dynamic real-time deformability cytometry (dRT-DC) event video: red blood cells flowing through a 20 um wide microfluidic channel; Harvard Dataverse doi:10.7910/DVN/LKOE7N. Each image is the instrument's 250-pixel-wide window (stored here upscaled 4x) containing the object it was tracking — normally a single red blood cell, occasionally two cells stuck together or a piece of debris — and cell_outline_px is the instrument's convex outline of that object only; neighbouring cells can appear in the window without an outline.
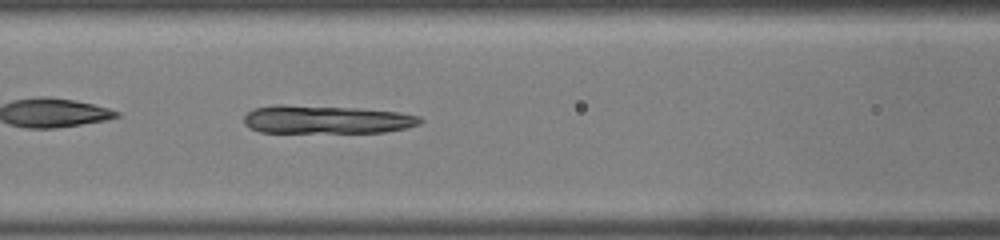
{"species": "common noctule bat (a hibernating species)", "species_latin": "Nyctalus noctula", "temperature_condition": "warm", "stored_images_in_passage": 37, "camera_frame_rate_fps": 3000, "um_per_image_px": 0.085, "animal": {"sex": "male", "body_mass_g": 19.0, "forearm_length_mm": 50.8}, "frame": {"image": 1, "passage_image": 16, "time_ms": 5.0, "image_size_px": [1000, 240], "cell_outline_px": [[420, 120], [416, 124], [404, 128], [380, 132], [260, 132], [252, 128], [244, 120], [244, 116], [248, 112], [256, 108], [344, 108], [396, 112], [416, 116]], "centroid_in_image_um": [27.77, 10.22], "position_along_channel_um": 138.8, "area_um2": 26.59}}
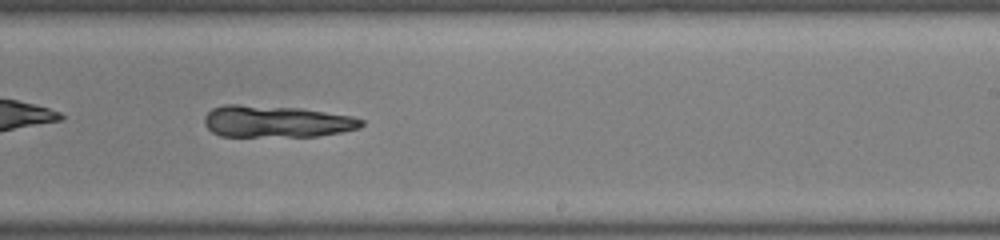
{"frame": {"image": 2, "passage_image": 23, "time_ms": 7.333, "image_size_px": [1000, 240], "cell_outline_px": [[364, 124], [356, 128], [316, 136], [220, 136], [212, 132], [208, 128], [204, 120], [208, 112], [212, 108], [228, 104], [236, 104], [296, 108], [348, 116], [364, 120]], "centroid_in_image_um": [23.4, 10.33], "position_along_channel_um": 265.6, "area_um2": 28.38}}
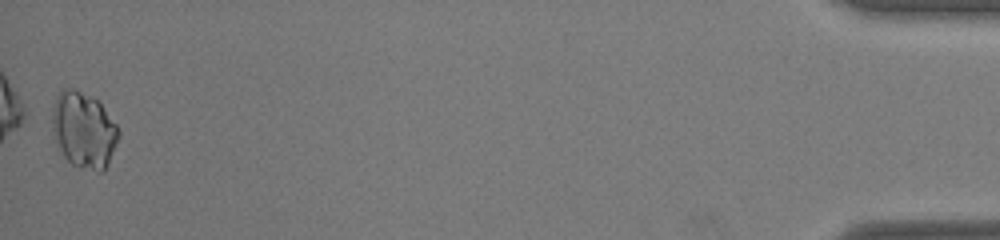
{"frame": {"image": 3, "passage_image": 37, "time_ms": 12.0, "image_size_px": [1000, 240], "cell_outline_px": [[120, 132], [108, 160], [104, 168], [100, 172], [72, 164], [68, 160], [60, 144], [56, 132], [56, 104], [60, 96], [68, 88], [72, 88], [96, 100], [100, 104], [116, 124]], "centroid_in_image_um": [7.22, 11.08], "position_along_channel_um": 428.0, "area_um2": 26.88}}